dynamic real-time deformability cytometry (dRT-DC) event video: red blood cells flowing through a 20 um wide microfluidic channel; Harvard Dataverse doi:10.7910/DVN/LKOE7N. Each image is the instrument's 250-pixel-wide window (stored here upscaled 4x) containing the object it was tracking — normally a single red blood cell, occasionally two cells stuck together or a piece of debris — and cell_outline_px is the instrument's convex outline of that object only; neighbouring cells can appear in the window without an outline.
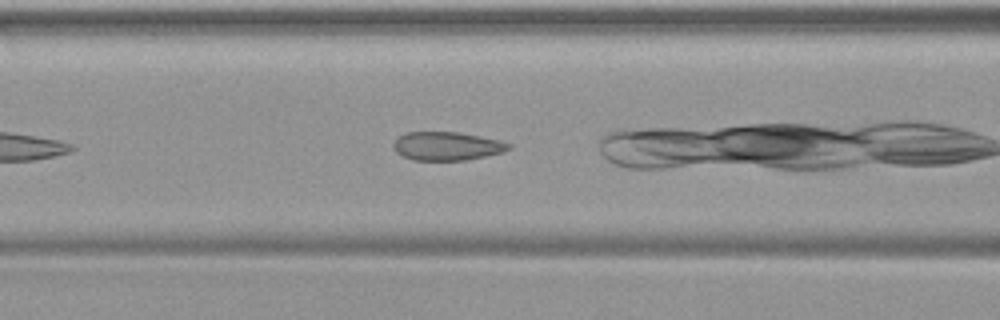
{"species": "common noctule bat (a hibernating species)", "species_latin": "Nyctalus noctula", "temperature_condition": "warm", "stored_images_in_passage": 28, "camera_frame_rate_fps": 3000, "um_per_image_px": 0.085, "animal": {"sex": "female", "body_mass_g": 19.9}, "frame": {"image": 1, "passage_image": 5, "time_ms": 1.333, "image_size_px": [1000, 320], "cell_outline_px": [[512, 148], [504, 152], [464, 160], [412, 160], [396, 152], [392, 148], [392, 144], [400, 136], [408, 132], [460, 132], [500, 140], [512, 144]], "centroid_in_image_um": [38.01, 12.41], "position_along_channel_um": 128.6, "area_um2": 19.19}}
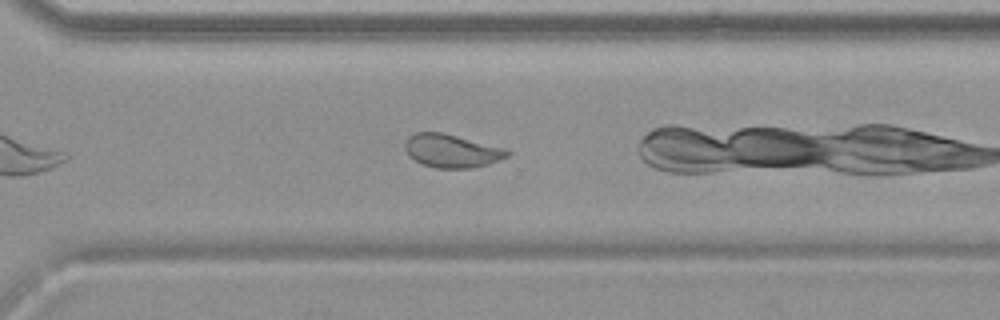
{"frame": {"image": 2, "passage_image": 20, "time_ms": 6.333, "image_size_px": [1000, 320], "cell_outline_px": [[512, 152], [508, 156], [488, 164], [472, 168], [436, 168], [420, 164], [408, 156], [404, 148], [404, 144], [408, 136], [416, 132], [444, 132], [504, 148]], "centroid_in_image_um": [38.35, 12.82], "position_along_channel_um": 332.2, "area_um2": 20.06}}